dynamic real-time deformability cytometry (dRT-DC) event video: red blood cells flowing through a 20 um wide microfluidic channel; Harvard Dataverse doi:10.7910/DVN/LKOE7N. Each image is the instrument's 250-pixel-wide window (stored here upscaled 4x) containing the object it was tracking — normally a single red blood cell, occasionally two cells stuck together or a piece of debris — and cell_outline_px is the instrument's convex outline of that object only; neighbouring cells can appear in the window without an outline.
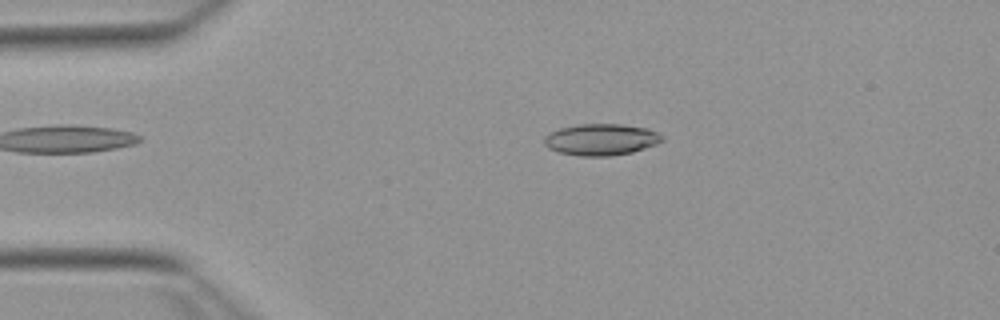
{"species": "Egyptian fruit bat (a non-hibernating species)", "species_latin": "Rousettus aegyptiacus", "temperature_condition": "warm", "stored_images_in_passage": 41, "camera_frame_rate_fps": 3000, "um_per_image_px": 0.085, "animal": {"sex": "female"}, "frame": {"image": 1, "passage_image": 10, "time_ms": 3.0, "image_size_px": [1000, 320], "cell_outline_px": [[664, 140], [656, 144], [632, 152], [612, 156], [580, 156], [560, 152], [548, 148], [544, 144], [544, 136], [560, 128], [580, 124], [620, 124], [648, 128], [664, 136]], "centroid_in_image_um": [51.11, 11.86], "position_along_channel_um": 33.9, "area_um2": 21.62}}
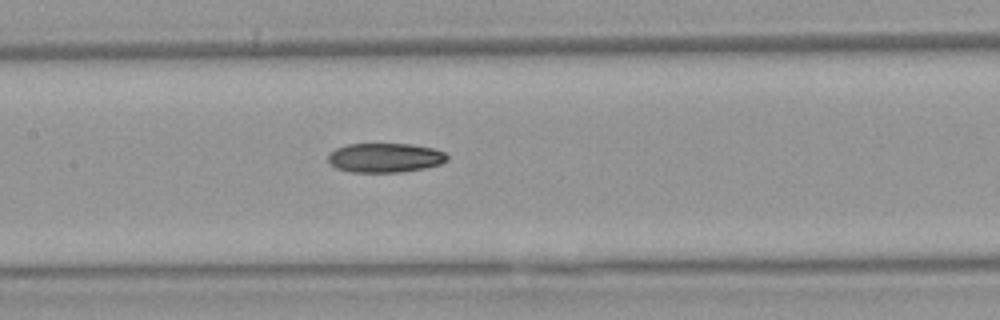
{"frame": {"image": 2, "passage_image": 24, "time_ms": 7.667, "image_size_px": [1000, 320], "cell_outline_px": [[448, 160], [440, 164], [424, 168], [400, 172], [352, 172], [336, 168], [328, 160], [328, 152], [336, 148], [348, 144], [412, 144], [432, 148], [444, 152], [448, 156]], "centroid_in_image_um": [32.72, 13.4], "position_along_channel_um": 174.7, "area_um2": 20.35}}
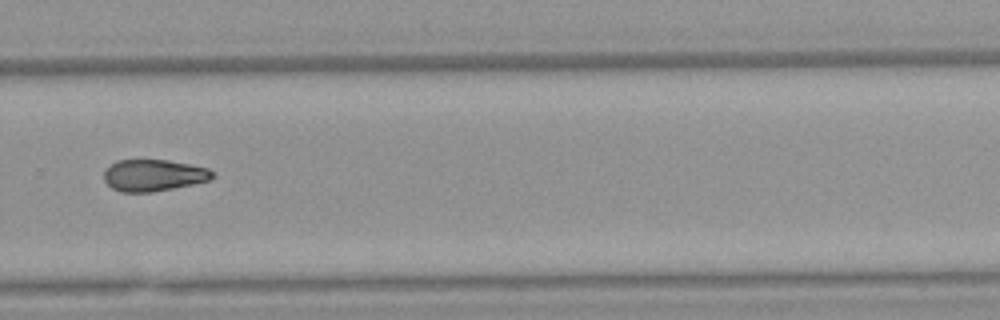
{"frame": {"image": 3, "passage_image": 35, "time_ms": 11.333, "image_size_px": [1000, 320], "cell_outline_px": [[216, 176], [208, 180], [192, 184], [152, 192], [120, 192], [112, 188], [104, 180], [104, 172], [116, 160], [168, 160], [208, 168]], "centroid_in_image_um": [13.04, 14.9], "position_along_channel_um": 316.8, "area_um2": 19.83}}